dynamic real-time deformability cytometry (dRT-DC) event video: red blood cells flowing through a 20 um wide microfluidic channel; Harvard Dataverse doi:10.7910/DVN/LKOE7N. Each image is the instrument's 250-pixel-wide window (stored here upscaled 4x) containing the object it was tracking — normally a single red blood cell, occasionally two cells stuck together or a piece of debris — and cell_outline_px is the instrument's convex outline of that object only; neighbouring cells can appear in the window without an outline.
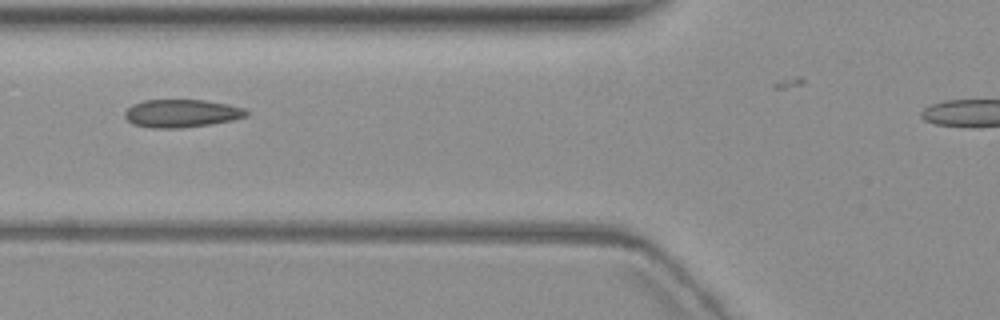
{"species": "common noctule bat (a hibernating species)", "species_latin": "Nyctalus noctula", "temperature_condition": "warm", "stored_images_in_passage": 6, "camera_frame_rate_fps": 3000, "um_per_image_px": 0.085, "animal": {"sex": "female", "body_mass_g": 19.3, "forearm_length_mm": 54.1}, "frame": {"image": 1, "passage_image": 4, "time_ms": 3.667, "image_size_px": [1000, 320], "cell_outline_px": [[248, 116], [232, 120], [208, 124], [180, 128], [152, 128], [132, 124], [124, 116], [124, 112], [132, 104], [144, 100], [204, 100], [228, 104], [244, 108], [248, 112]], "centroid_in_image_um": [15.41, 9.63], "position_along_channel_um": 110.4, "area_um2": 19.77}}